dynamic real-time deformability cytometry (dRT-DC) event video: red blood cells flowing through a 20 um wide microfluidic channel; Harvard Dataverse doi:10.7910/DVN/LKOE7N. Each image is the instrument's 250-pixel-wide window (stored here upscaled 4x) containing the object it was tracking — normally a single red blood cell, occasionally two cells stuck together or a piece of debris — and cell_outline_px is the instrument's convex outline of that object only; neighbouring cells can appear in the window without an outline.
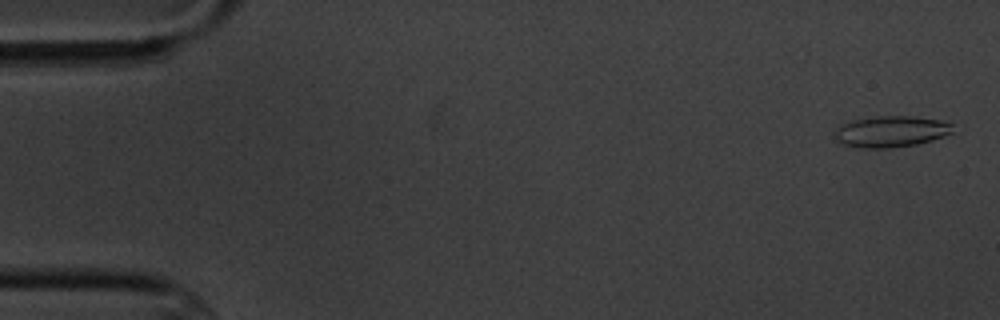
{"species": "common noctule bat (a hibernating species)", "species_latin": "Nyctalus noctula", "temperature_condition": "cold", "stored_images_in_passage": 13, "camera_frame_rate_fps": 3000, "um_per_image_px": 0.085, "animal": {"sex": "male", "body_mass_g": 20.1, "forearm_length_mm": 53.5}, "frame": {"image": 1, "passage_image": 1, "time_ms": 0.0, "image_size_px": [1000, 320], "cell_outline_px": [[952, 132], [944, 136], [932, 140], [916, 144], [892, 148], [860, 148], [844, 144], [836, 140], [832, 136], [832, 132], [840, 124], [852, 120], [880, 116], [912, 116], [940, 120], [952, 124]], "centroid_in_image_um": [75.67, 11.18], "position_along_channel_um": 9.3, "area_um2": 21.62}}
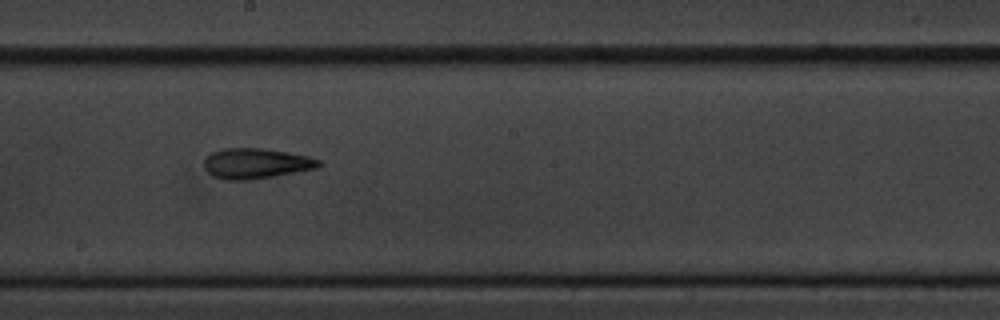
{"frame": {"image": 2, "passage_image": 9, "time_ms": 10.0, "image_size_px": [1000, 320], "cell_outline_px": [[324, 164], [320, 168], [248, 180], [224, 180], [212, 176], [204, 168], [204, 160], [212, 152], [224, 148], [260, 148], [288, 152], [308, 156], [320, 160]], "centroid_in_image_um": [21.78, 13.89], "position_along_channel_um": 226.4, "area_um2": 20.4}}
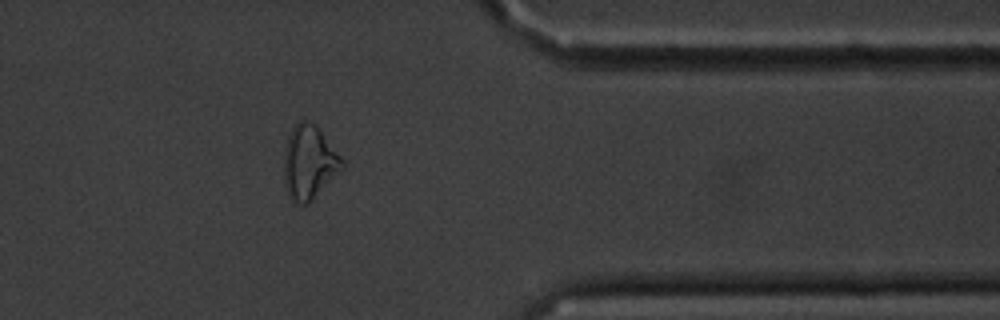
{"frame": {"image": 3, "passage_image": 13, "time_ms": 15.0, "image_size_px": [1000, 320], "cell_outline_px": [[344, 168], [308, 204], [292, 204], [284, 188], [284, 152], [288, 136], [292, 128], [300, 120], [308, 120], [320, 132], [344, 160]], "centroid_in_image_um": [26.24, 13.87], "position_along_channel_um": 385.2, "area_um2": 24.97}, "authors_computed_cell_mechanics": {"area_um2": 20.1722, "velocity_mm_per_s": 3.4561, "shape_relaxation_time_tau1_ms": 10.6482, "shape_relaxation_time_tau2_ms": 3.8341, "deformation_change_tau1": 0.2636, "deformation_change_tau2": 0.1379}}